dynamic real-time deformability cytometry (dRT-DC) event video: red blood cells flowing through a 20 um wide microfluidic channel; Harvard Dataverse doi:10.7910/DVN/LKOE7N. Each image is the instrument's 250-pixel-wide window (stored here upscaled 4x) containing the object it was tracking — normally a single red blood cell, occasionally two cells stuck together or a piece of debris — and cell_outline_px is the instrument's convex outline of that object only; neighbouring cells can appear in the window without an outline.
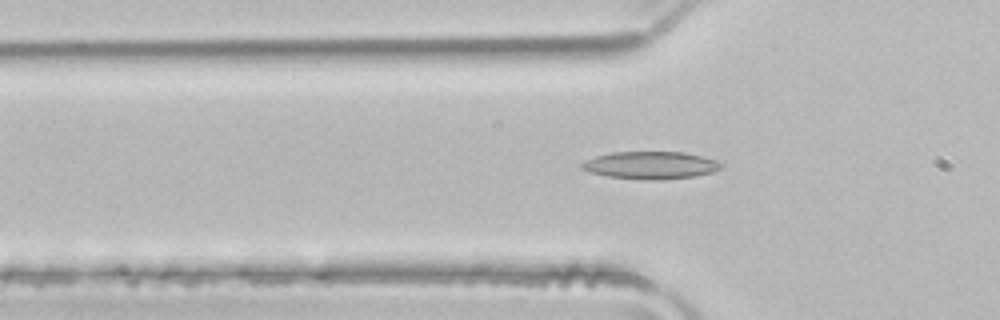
{"species": "common noctule bat (a hibernating species)", "species_latin": "Nyctalus noctula", "temperature_condition": "room temperature", "stored_images_in_passage": 37, "camera_frame_rate_fps": 3000, "um_per_image_px": 0.085, "animal": {"sex": "male", "body_mass_g": 21.5, "forearm_length_mm": 52.0}, "frame": {"image": 1, "passage_image": 10, "time_ms": 3.0, "image_size_px": [1000, 320], "cell_outline_px": [[724, 164], [720, 168], [712, 172], [696, 176], [660, 180], [644, 180], [608, 176], [592, 172], [580, 168], [580, 164], [584, 160], [596, 156], [612, 152], [684, 152], [716, 160]], "centroid_in_image_um": [55.3, 14.04], "position_along_channel_um": 70.5, "area_um2": 22.31}}
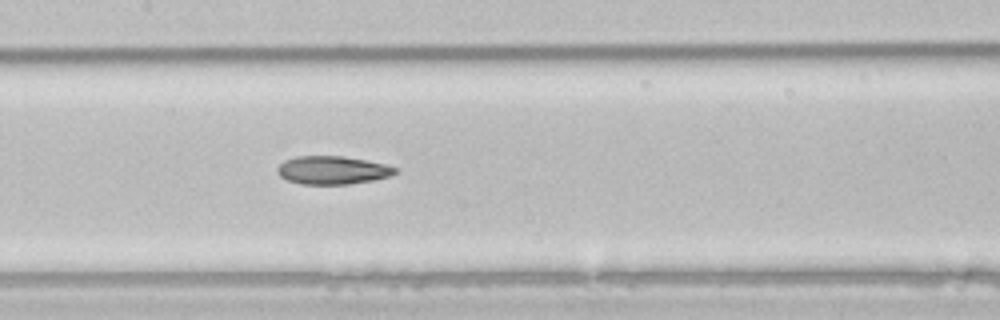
{"frame": {"image": 2, "passage_image": 18, "time_ms": 5.667, "image_size_px": [1000, 320], "cell_outline_px": [[400, 172], [392, 176], [372, 180], [348, 184], [300, 184], [288, 180], [280, 176], [276, 168], [284, 160], [296, 156], [344, 156], [384, 164], [396, 168]], "centroid_in_image_um": [28.27, 14.46], "position_along_channel_um": 179.1, "area_um2": 19.36}}
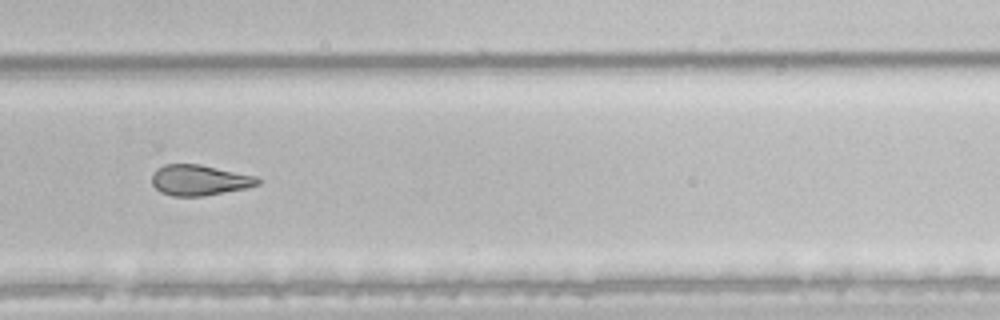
{"frame": {"image": 3, "passage_image": 28, "time_ms": 9.0, "image_size_px": [1000, 320], "cell_outline_px": [[260, 184], [248, 188], [204, 196], [172, 196], [160, 192], [152, 184], [152, 176], [156, 168], [164, 164], [200, 164], [256, 176], [260, 180]], "centroid_in_image_um": [16.95, 15.31], "position_along_channel_um": 312.9, "area_um2": 19.02}, "authors_computed_cell_mechanics": {"area_um2": 19.9988, "velocity_mm_per_s": 4.0328, "shape_relaxation_time_tau1_ms": 8.2667, "shape_relaxation_time_tau2_ms": 5.3457, "deformation_change_tau1": 0.2208, "deformation_change_tau2": 0.1553}}